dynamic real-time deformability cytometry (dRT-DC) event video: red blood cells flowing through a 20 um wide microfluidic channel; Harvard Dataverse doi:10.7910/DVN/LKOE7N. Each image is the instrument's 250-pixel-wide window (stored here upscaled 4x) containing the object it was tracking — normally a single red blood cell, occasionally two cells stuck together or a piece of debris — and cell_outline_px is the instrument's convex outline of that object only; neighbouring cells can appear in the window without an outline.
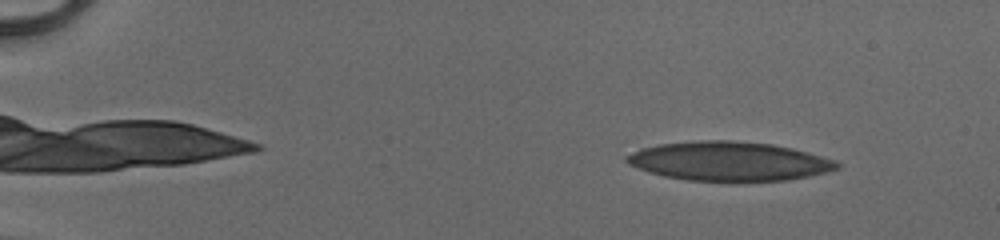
{"species": "human", "species_latin": "Homo sapiens", "temperature_condition": "cold", "stored_images_in_passage": 51, "camera_frame_rate_fps": 3000, "um_per_image_px": 0.085, "donor": {"sex": "male"}, "frame": {"image": 1, "passage_image": 6, "time_ms": 1.667, "image_size_px": [1000, 240], "cell_outline_px": [[840, 168], [828, 172], [788, 180], [728, 184], [688, 180], [664, 176], [648, 172], [628, 164], [624, 160], [624, 156], [640, 148], [660, 144], [700, 140], [732, 140], [772, 144], [792, 148], [836, 160], [840, 164]], "centroid_in_image_um": [61.97, 13.74], "position_along_channel_um": 23.0, "area_um2": 49.19}}
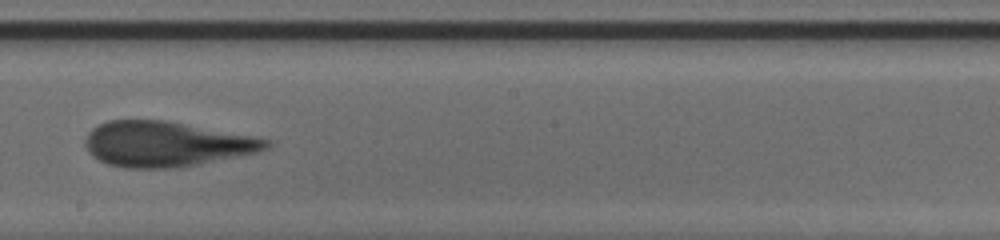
{"frame": {"image": 2, "passage_image": 31, "time_ms": 10.0, "image_size_px": [1000, 240], "cell_outline_px": [[272, 144], [268, 148], [256, 152], [200, 164], [176, 168], [124, 168], [108, 164], [92, 156], [88, 152], [84, 144], [84, 140], [88, 132], [92, 128], [108, 120], [168, 120], [252, 136], [272, 140]], "centroid_in_image_um": [14.1, 12.24], "position_along_channel_um": 234.1, "area_um2": 47.8}}
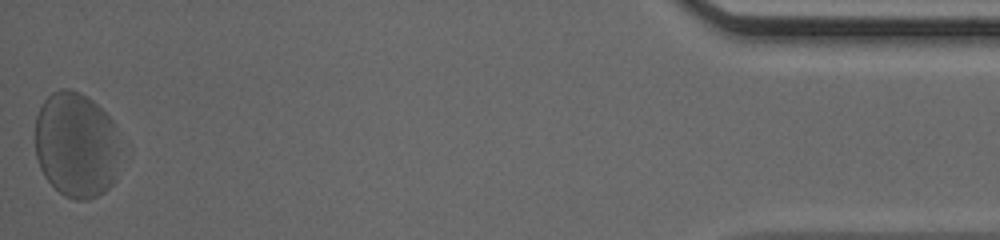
{"frame": {"image": 3, "passage_image": 51, "time_ms": 16.667, "image_size_px": [1000, 240], "cell_outline_px": [[120, 148], [116, 180], [104, 192], [88, 200], [76, 200], [64, 196], [44, 176], [40, 168], [36, 156], [36, 116], [44, 100], [52, 92], [60, 88], [68, 88], [80, 92], [92, 100], [112, 120]], "centroid_in_image_um": [6.48, 12.32], "position_along_channel_um": 428.7, "area_um2": 52.71}, "authors_computed_cell_mechanics": {"area_um2": 47.9162, "velocity_mm_per_s": 4.0543, "shape_relaxation_time_tau1_ms": 3.9994, "shape_relaxation_time_tau2_ms": 1.7478, "deformation_change_tau1": 0.1418, "deformation_change_tau2": 0.1205}}